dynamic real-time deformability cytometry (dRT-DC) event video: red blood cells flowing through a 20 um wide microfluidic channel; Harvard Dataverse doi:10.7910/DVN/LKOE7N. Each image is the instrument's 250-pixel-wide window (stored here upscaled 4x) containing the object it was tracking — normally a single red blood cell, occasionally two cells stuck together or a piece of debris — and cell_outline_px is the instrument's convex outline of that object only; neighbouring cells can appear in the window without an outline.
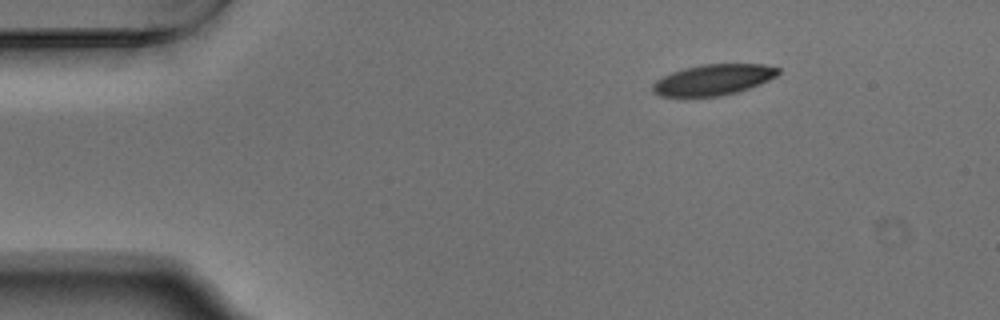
{"species": "Egyptian fruit bat (a non-hibernating species)", "species_latin": "Rousettus aegyptiacus", "temperature_condition": "warm", "stored_images_in_passage": 47, "camera_frame_rate_fps": 3000, "um_per_image_px": 0.085, "animal": {"sex": "male"}, "frame": {"image": 1, "passage_image": 1, "time_ms": 0.0, "image_size_px": [1000, 320], "cell_outline_px": [[780, 72], [776, 76], [760, 84], [736, 92], [720, 96], [660, 96], [652, 92], [652, 84], [656, 80], [672, 72], [684, 68], [704, 64], [764, 64], [780, 68]], "centroid_in_image_um": [60.63, 6.77], "position_along_channel_um": 24.4, "area_um2": 22.43}}
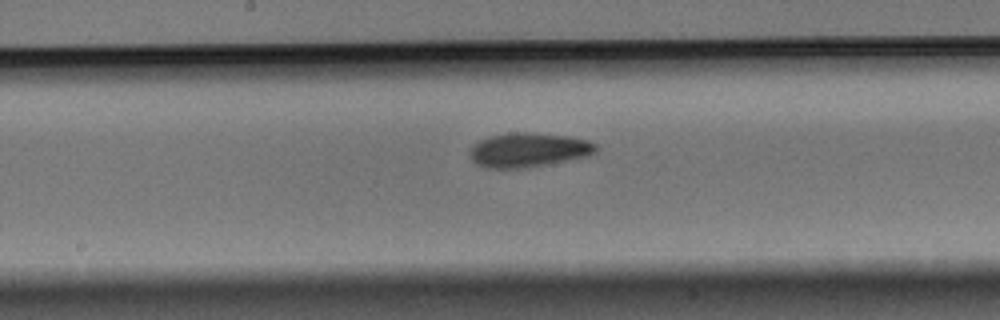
{"frame": {"image": 2, "passage_image": 21, "time_ms": 6.667, "image_size_px": [1000, 320], "cell_outline_px": [[596, 152], [588, 156], [524, 168], [488, 168], [476, 164], [472, 160], [472, 148], [480, 140], [488, 136], [508, 132], [528, 132], [568, 136], [588, 140], [596, 144]], "centroid_in_image_um": [44.94, 12.73], "position_along_channel_um": 203.3, "area_um2": 24.97}}
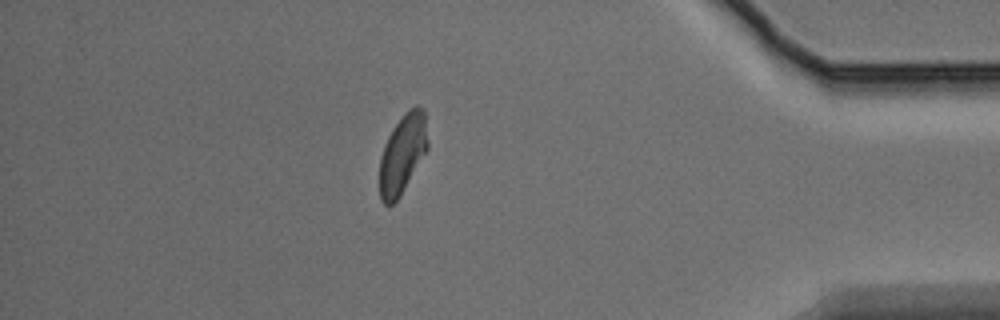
{"frame": {"image": 3, "passage_image": 40, "time_ms": 13.0, "image_size_px": [1000, 320], "cell_outline_px": [[428, 148], [396, 200], [392, 204], [384, 204], [380, 200], [380, 156], [384, 144], [388, 136], [404, 112], [408, 108], [416, 104], [424, 108], [428, 140]], "centroid_in_image_um": [34.22, 13.0], "position_along_channel_um": 401.0, "area_um2": 21.96}, "authors_computed_cell_mechanics": {"area_um2": 23.987, "velocity_mm_per_s": 3.7338, "shape_relaxation_time_tau1_ms": 4.2908, "shape_relaxation_time_tau2_ms": 4.6284, "deformation_change_tau1": 0.1284, "deformation_change_tau2": 0.0998}}